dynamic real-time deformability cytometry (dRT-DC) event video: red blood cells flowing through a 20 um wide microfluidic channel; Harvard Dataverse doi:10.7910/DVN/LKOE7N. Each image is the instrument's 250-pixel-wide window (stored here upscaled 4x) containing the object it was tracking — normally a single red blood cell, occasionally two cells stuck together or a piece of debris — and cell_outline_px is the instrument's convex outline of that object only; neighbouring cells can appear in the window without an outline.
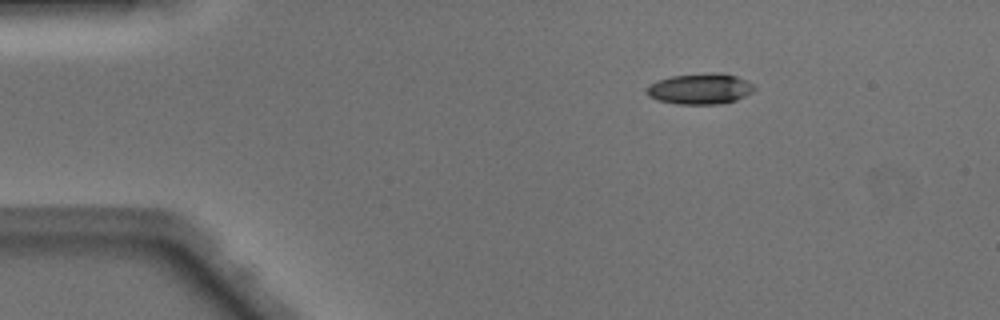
{"species": "Egyptian fruit bat (a non-hibernating species)", "species_latin": "Rousettus aegyptiacus", "temperature_condition": "warm", "stored_images_in_passage": 42, "camera_frame_rate_fps": 3000, "um_per_image_px": 0.085, "animal": {"sex": "male"}, "frame": {"image": 1, "passage_image": 1, "time_ms": 0.0, "image_size_px": [1000, 320], "cell_outline_px": [[756, 88], [752, 92], [736, 100], [724, 104], [676, 104], [656, 100], [648, 96], [644, 92], [644, 88], [660, 80], [672, 76], [712, 72], [716, 72], [736, 76], [752, 84]], "centroid_in_image_um": [59.48, 7.56], "position_along_channel_um": 25.5, "area_um2": 19.36}}
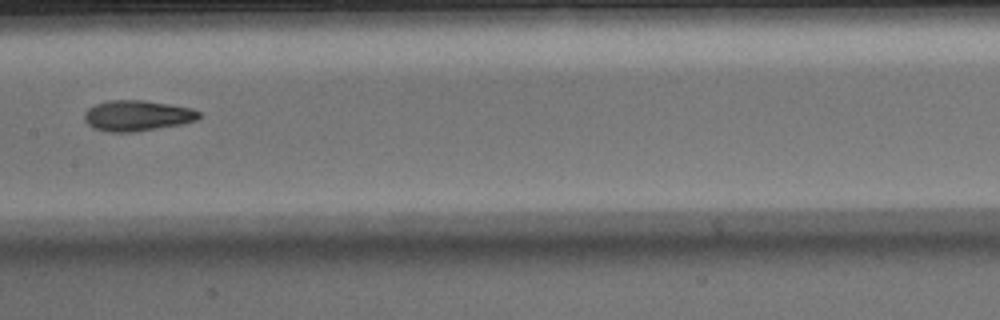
{"frame": {"image": 2, "passage_image": 18, "time_ms": 5.667, "image_size_px": [1000, 320], "cell_outline_px": [[200, 116], [196, 120], [180, 124], [136, 132], [108, 132], [92, 128], [84, 120], [84, 112], [88, 108], [96, 104], [108, 100], [144, 100], [192, 108], [200, 112]], "centroid_in_image_um": [11.62, 9.83], "position_along_channel_um": 195.8, "area_um2": 20.52}}
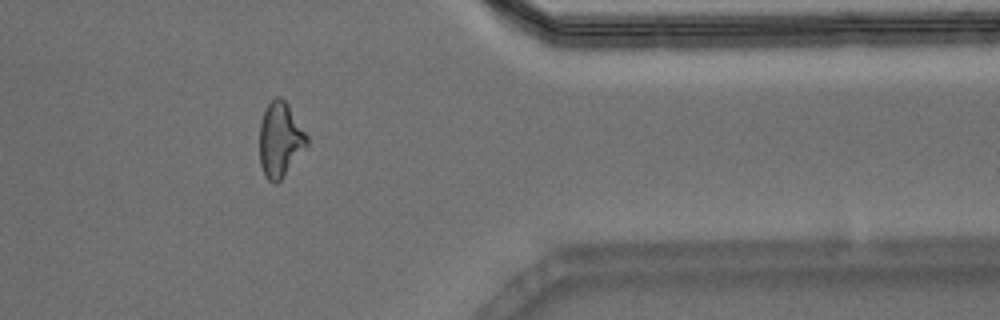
{"frame": {"image": 3, "passage_image": 33, "time_ms": 10.667, "image_size_px": [1000, 320], "cell_outline_px": [[308, 144], [280, 180], [276, 184], [272, 184], [264, 176], [260, 164], [260, 124], [264, 112], [268, 104], [276, 96], [280, 96], [288, 104], [308, 136]], "centroid_in_image_um": [23.8, 11.88], "position_along_channel_um": 387.6, "area_um2": 20.46}, "authors_computed_cell_mechanics": {"area_um2": 19.9988, "velocity_mm_per_s": 4.1711, "shape_relaxation_time_tau1_ms": 8.0496, "shape_relaxation_time_tau2_ms": 1.2694, "deformation_change_tau1": 0.2695, "deformation_change_tau2": 0.0971}}